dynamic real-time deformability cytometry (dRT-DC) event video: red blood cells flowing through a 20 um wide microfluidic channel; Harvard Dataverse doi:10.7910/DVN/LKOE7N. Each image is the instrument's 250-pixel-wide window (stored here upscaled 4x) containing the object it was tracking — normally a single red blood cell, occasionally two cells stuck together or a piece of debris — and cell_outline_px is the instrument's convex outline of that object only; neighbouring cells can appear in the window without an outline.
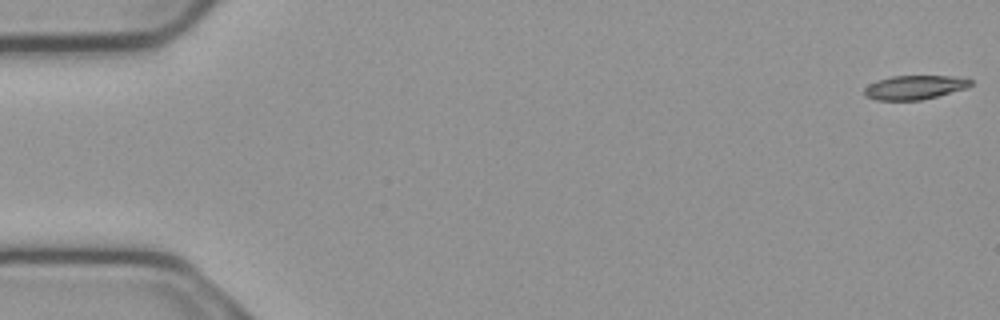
{"species": "common noctule bat (a hibernating species)", "species_latin": "Nyctalus noctula", "temperature_condition": "cold", "stored_images_in_passage": 5, "camera_frame_rate_fps": 3000, "um_per_image_px": 0.085, "animal": {"sex": "male", "body_mass_g": 23.1, "forearm_length_mm": 52.7}, "frame": {"image": 1, "passage_image": 1, "time_ms": 0.0, "image_size_px": [1000, 320], "cell_outline_px": [[972, 84], [968, 88], [920, 100], [876, 100], [868, 96], [864, 92], [864, 88], [868, 84], [876, 80], [892, 76], [968, 76], [972, 80]], "centroid_in_image_um": [77.8, 7.41], "position_along_channel_um": 7.2, "area_um2": 15.03}}
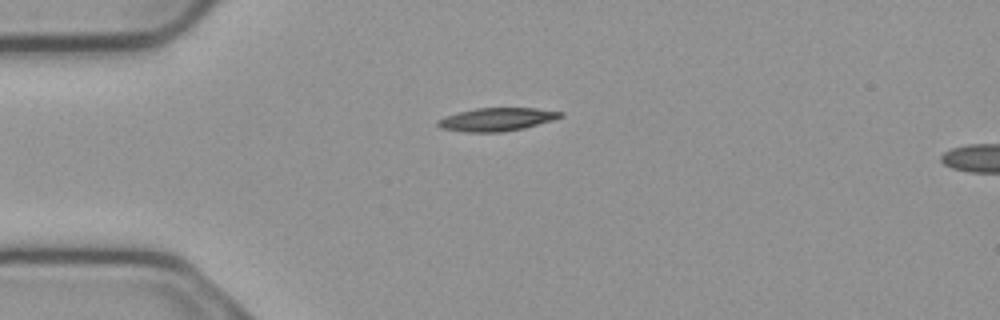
{"frame": {"image": 2, "passage_image": 4, "time_ms": 1.0, "image_size_px": [1000, 320], "cell_outline_px": [[564, 116], [552, 120], [524, 128], [500, 132], [464, 132], [440, 128], [436, 124], [436, 120], [460, 112], [476, 108], [536, 108], [564, 112]], "centroid_in_image_um": [42.23, 10.15], "position_along_channel_um": 42.8, "area_um2": 16.47}}